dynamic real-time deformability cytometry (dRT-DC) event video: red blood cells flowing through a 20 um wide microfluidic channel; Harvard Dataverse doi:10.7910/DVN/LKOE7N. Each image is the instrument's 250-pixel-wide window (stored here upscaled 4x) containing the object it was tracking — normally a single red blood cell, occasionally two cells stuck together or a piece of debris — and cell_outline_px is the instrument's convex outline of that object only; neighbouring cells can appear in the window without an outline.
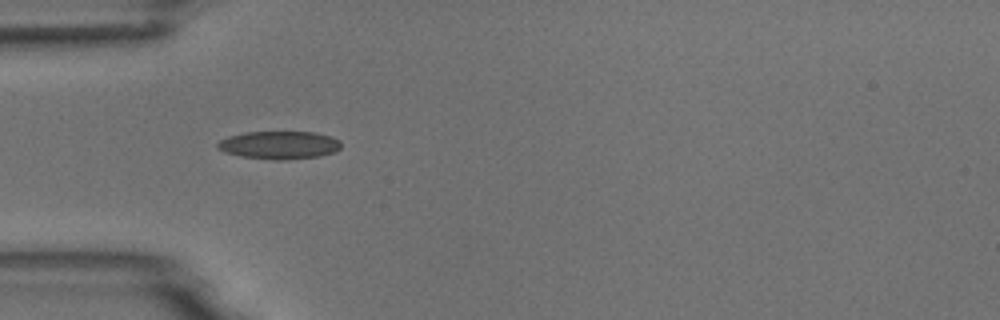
{"species": "common noctule bat (a hibernating species)", "species_latin": "Nyctalus noctula", "temperature_condition": "room temperature", "stored_images_in_passage": 2, "camera_frame_rate_fps": 3000, "um_per_image_px": 0.085, "animal": {"sex": "male", "body_mass_g": 18.8}, "frame": {"image": 1, "passage_image": 1, "time_ms": 0.0, "image_size_px": [1000, 320], "cell_outline_px": [[340, 148], [332, 152], [320, 156], [288, 160], [276, 160], [240, 156], [224, 152], [216, 148], [216, 144], [220, 140], [228, 136], [244, 132], [312, 132], [328, 136], [340, 140]], "centroid_in_image_um": [23.69, 12.33], "position_along_channel_um": 61.3, "area_um2": 20.11}}
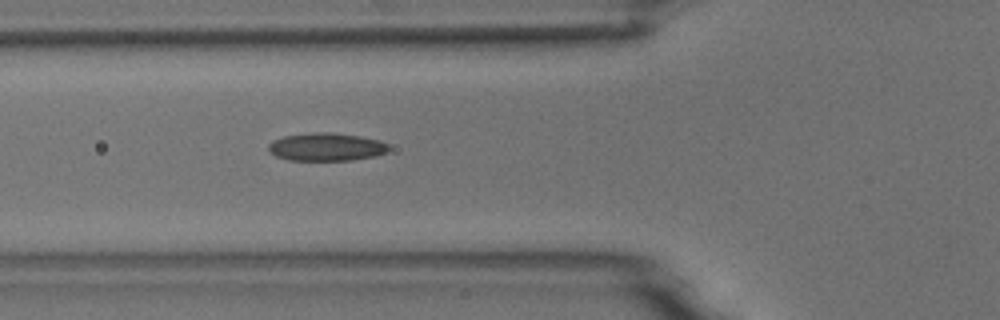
{"frame": {"image": 2, "passage_image": 2, "time_ms": 1.0, "image_size_px": [1000, 320], "cell_outline_px": [[388, 152], [372, 156], [352, 160], [288, 160], [276, 156], [268, 152], [268, 144], [272, 140], [284, 136], [320, 132], [332, 132], [360, 136], [380, 140], [388, 144]], "centroid_in_image_um": [27.71, 12.49], "position_along_channel_um": 98.1, "area_um2": 19.59}}